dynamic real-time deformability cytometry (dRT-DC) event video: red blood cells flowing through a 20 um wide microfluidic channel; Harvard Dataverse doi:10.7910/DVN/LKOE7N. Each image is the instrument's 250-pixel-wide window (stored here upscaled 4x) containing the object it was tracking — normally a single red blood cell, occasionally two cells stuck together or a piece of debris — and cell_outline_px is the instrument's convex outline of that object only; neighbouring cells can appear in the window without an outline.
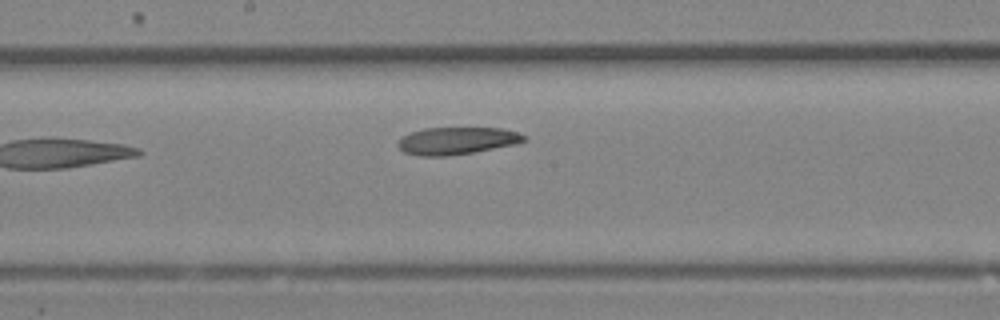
{"species": "Egyptian fruit bat (a non-hibernating species)", "species_latin": "Rousettus aegyptiacus", "temperature_condition": "room temperature", "stored_images_in_passage": 15, "camera_frame_rate_fps": 3000, "um_per_image_px": 0.085, "animal": {"sex": "female"}, "frame": {"image": 1, "passage_image": 15, "time_ms": 4.667, "image_size_px": [1000, 320], "cell_outline_px": [[528, 140], [516, 144], [472, 152], [448, 156], [420, 156], [404, 152], [396, 144], [396, 140], [412, 132], [424, 128], [504, 128], [520, 132], [528, 136]], "centroid_in_image_um": [38.87, 11.96], "position_along_channel_um": 209.3, "area_um2": 20.23}}